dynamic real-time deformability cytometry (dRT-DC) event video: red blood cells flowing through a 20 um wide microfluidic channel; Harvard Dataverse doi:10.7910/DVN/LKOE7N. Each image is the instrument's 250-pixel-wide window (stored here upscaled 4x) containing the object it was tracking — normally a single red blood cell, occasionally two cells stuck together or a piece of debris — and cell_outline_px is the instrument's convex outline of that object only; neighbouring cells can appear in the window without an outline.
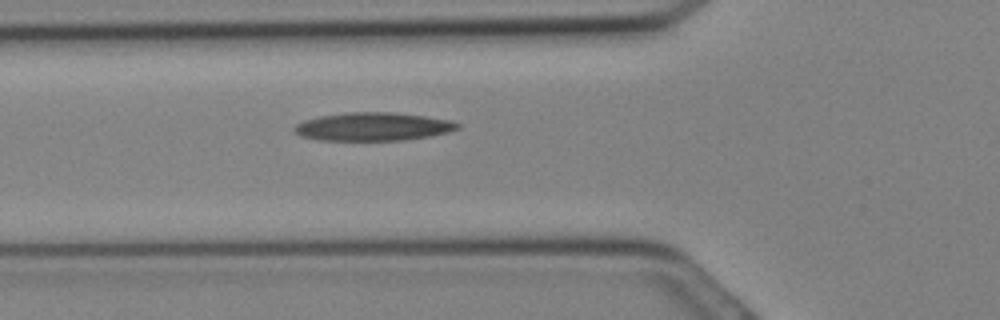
{"species": "Egyptian fruit bat (a non-hibernating species)", "species_latin": "Rousettus aegyptiacus", "temperature_condition": "cold", "stored_images_in_passage": 6, "camera_frame_rate_fps": 3000, "um_per_image_px": 0.085, "animal": {"sex": "female"}, "frame": {"image": 1, "passage_image": 4, "time_ms": 1.0, "image_size_px": [1000, 320], "cell_outline_px": [[460, 128], [448, 132], [428, 136], [404, 140], [320, 140], [300, 136], [292, 128], [296, 124], [304, 120], [320, 116], [348, 112], [396, 112], [424, 116], [448, 120], [460, 124]], "centroid_in_image_um": [31.68, 10.76], "position_along_channel_um": 94.1, "area_um2": 26.76}}
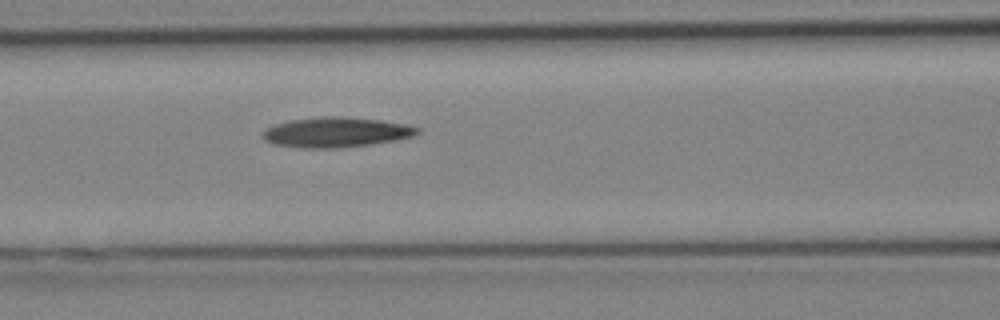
{"frame": {"image": 2, "passage_image": 6, "time_ms": 1.667, "image_size_px": [1000, 320], "cell_outline_px": [[420, 132], [412, 136], [396, 140], [372, 144], [340, 148], [300, 148], [272, 144], [264, 140], [260, 136], [260, 132], [264, 128], [276, 124], [292, 120], [320, 116], [344, 116], [380, 120], [404, 124], [420, 128]], "centroid_in_image_um": [28.5, 11.24], "position_along_channel_um": 138.1, "area_um2": 27.4}}